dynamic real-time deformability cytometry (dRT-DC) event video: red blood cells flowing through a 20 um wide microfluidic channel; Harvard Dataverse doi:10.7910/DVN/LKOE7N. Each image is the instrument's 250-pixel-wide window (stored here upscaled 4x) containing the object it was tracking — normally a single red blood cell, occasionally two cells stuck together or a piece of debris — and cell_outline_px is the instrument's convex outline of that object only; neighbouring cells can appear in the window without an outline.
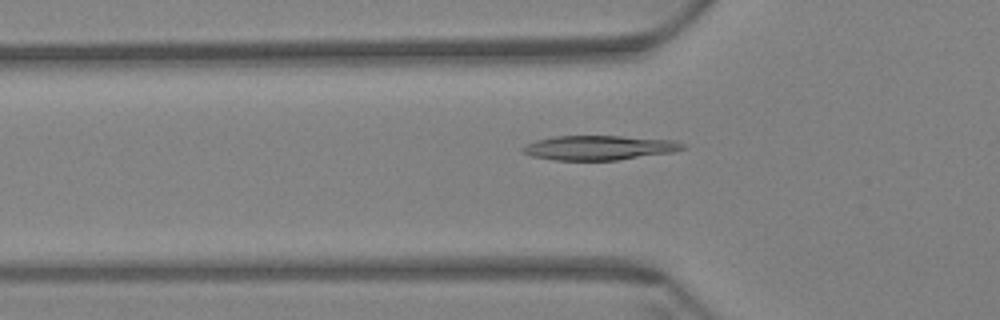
{"species": "Egyptian fruit bat (a non-hibernating species)", "species_latin": "Rousettus aegyptiacus", "temperature_condition": "warm", "stored_images_in_passage": 60, "camera_frame_rate_fps": 3000, "um_per_image_px": 0.085, "animal": {"sex": "female"}, "frame": {"image": 1, "passage_image": 20, "time_ms": 6.333, "image_size_px": [1000, 320], "cell_outline_px": [[684, 148], [672, 152], [620, 160], [552, 160], [532, 156], [520, 152], [520, 148], [524, 144], [536, 140], [552, 136], [620, 136], [676, 140], [684, 144]], "centroid_in_image_um": [50.86, 12.55], "position_along_channel_um": 74.9, "area_um2": 23.06}}
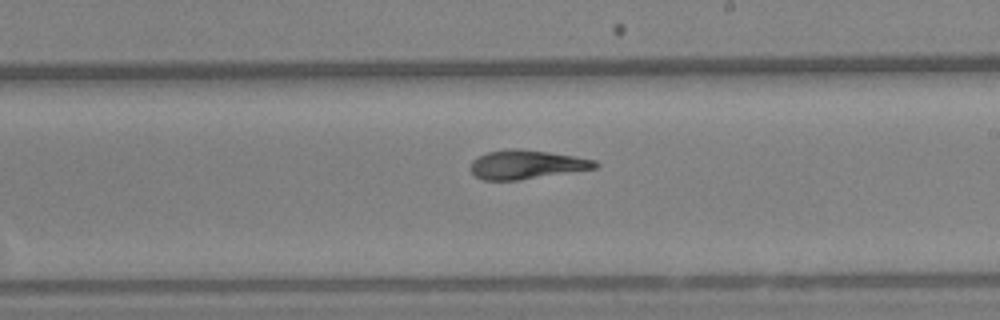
{"frame": {"image": 2, "passage_image": 35, "time_ms": 11.333, "image_size_px": [1000, 320], "cell_outline_px": [[600, 164], [596, 168], [520, 180], [484, 180], [476, 176], [472, 172], [472, 160], [476, 156], [488, 152], [508, 148], [516, 148], [548, 152], [576, 156], [596, 160]], "centroid_in_image_um": [44.77, 13.98], "position_along_channel_um": 244.2, "area_um2": 20.98}}
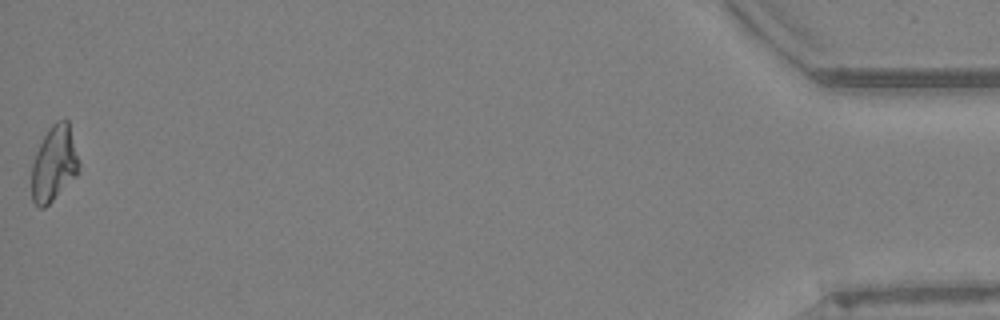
{"frame": {"image": 3, "passage_image": 60, "time_ms": 19.667, "image_size_px": [1000, 320], "cell_outline_px": [[80, 172], [44, 208], [40, 208], [32, 200], [32, 164], [36, 152], [48, 128], [56, 120], [64, 116], [68, 120], [80, 160]], "centroid_in_image_um": [4.63, 13.86], "position_along_channel_um": 430.6, "area_um2": 20.98}, "authors_computed_cell_mechanics": {"area_um2": 21.675, "velocity_mm_per_s": 3.3945, "shape_relaxation_time_tau1_ms": null, "shape_relaxation_time_tau2_ms": 4.0728, "deformation_change_tau1": null, "deformation_change_tau2": 0.1216}}